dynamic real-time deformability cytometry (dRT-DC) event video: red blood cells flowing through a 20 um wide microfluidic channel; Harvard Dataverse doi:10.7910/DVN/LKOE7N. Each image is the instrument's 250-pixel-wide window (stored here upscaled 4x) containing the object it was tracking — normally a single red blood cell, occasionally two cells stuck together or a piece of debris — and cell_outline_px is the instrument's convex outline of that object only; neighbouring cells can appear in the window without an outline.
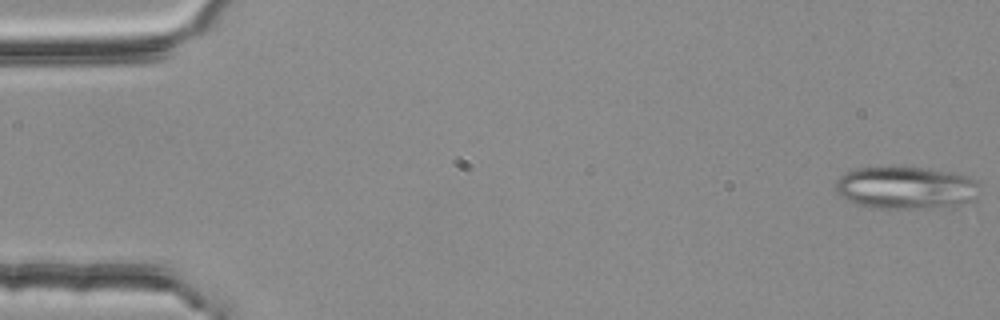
{"species": "common noctule bat (a hibernating species)", "species_latin": "Nyctalus noctula", "temperature_condition": "room temperature", "stored_images_in_passage": 5, "camera_frame_rate_fps": 3000, "um_per_image_px": 0.085, "animal": {"sex": "female", "body_mass_g": 25.1}, "frame": {"image": 1, "passage_image": 1, "time_ms": 0.0, "image_size_px": [1000, 320], "cell_outline_px": [[980, 184], [976, 196], [972, 200], [952, 208], [876, 208], [856, 204], [844, 200], [836, 192], [836, 180], [844, 172], [856, 168], [932, 168], [968, 176], [976, 180]], "centroid_in_image_um": [77.01, 15.98], "position_along_channel_um": 8.0, "area_um2": 36.07}}